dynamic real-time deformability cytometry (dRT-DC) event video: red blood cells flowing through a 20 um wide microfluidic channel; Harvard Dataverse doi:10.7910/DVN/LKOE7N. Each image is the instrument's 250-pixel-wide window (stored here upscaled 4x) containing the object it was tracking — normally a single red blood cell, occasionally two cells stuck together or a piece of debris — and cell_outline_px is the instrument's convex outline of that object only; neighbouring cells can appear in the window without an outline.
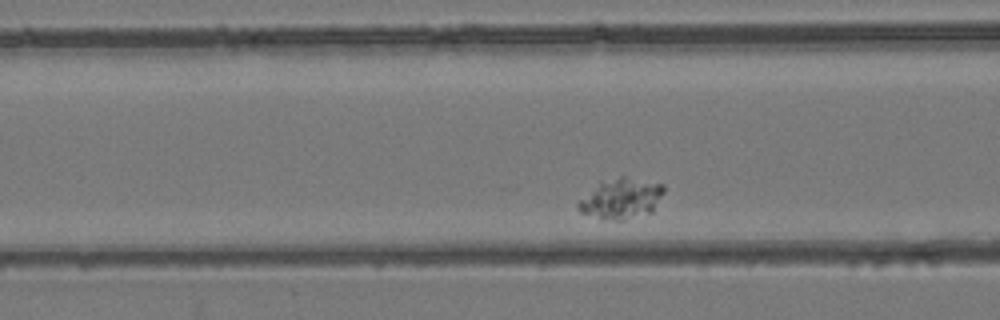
{"species": "common noctule bat (a hibernating species)", "species_latin": "Nyctalus noctula", "temperature_condition": "room temperature", "stored_images_in_passage": 29, "camera_frame_rate_fps": 3000, "um_per_image_px": 0.085, "animal": {"sex": "female", "body_mass_g": 24.6, "forearm_length_mm": 56.2}, "frame": {"image": 1, "passage_image": 7, "time_ms": 2.0, "image_size_px": [1000, 320], "cell_outline_px": [[664, 192], [652, 212], [624, 220], [600, 220], [580, 212], [576, 208], [576, 204], [600, 180], [620, 176], [624, 176], [664, 184]], "centroid_in_image_um": [52.77, 16.88], "position_along_channel_um": 113.8, "area_um2": 20.52}}
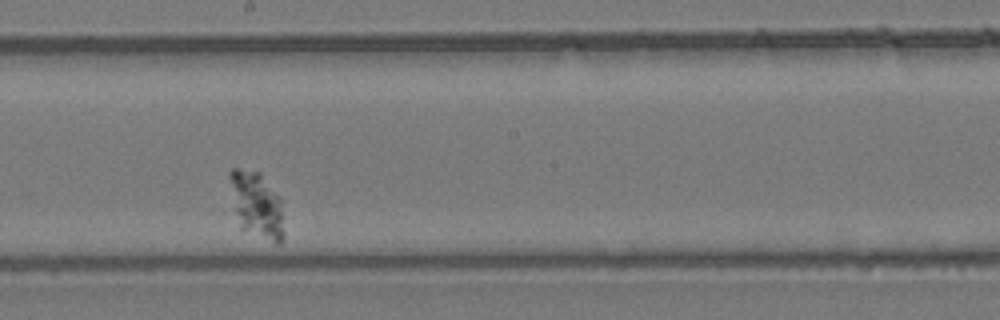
{"frame": {"image": 2, "passage_image": 16, "time_ms": 5.0, "image_size_px": [1000, 320], "cell_outline_px": [[284, 240], [280, 244], [276, 244], [240, 228], [236, 212], [228, 176], [228, 172], [232, 168], [236, 168], [260, 172], [284, 200]], "centroid_in_image_um": [21.89, 17.42], "position_along_channel_um": 226.3, "area_um2": 21.5}}
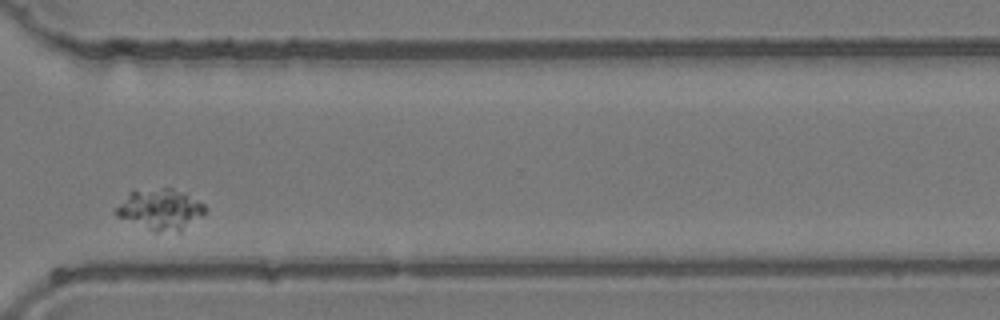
{"frame": {"image": 3, "passage_image": 26, "time_ms": 8.333, "image_size_px": [1000, 320], "cell_outline_px": [[208, 208], [204, 216], [180, 232], [156, 232], [116, 216], [116, 208], [128, 192], [160, 188], [172, 188], [184, 192], [204, 204]], "centroid_in_image_um": [13.7, 17.81], "position_along_channel_um": 356.9, "area_um2": 21.33}}